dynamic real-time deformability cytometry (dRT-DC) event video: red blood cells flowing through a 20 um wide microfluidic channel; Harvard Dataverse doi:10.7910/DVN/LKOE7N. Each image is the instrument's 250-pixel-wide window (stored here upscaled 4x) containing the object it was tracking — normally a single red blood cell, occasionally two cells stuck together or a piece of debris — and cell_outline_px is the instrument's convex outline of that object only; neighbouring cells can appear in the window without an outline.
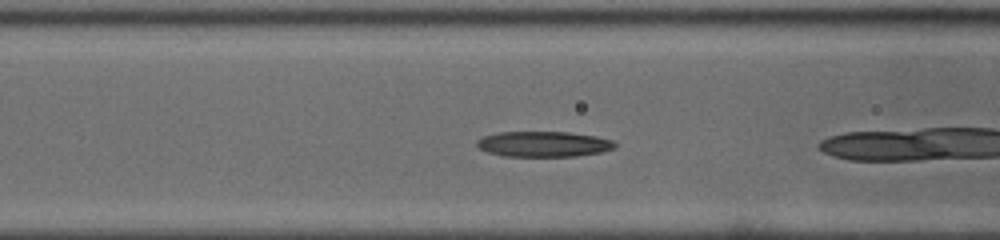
{"species": "common noctule bat (a hibernating species)", "species_latin": "Nyctalus noctula", "temperature_condition": "cold", "stored_images_in_passage": 37, "camera_frame_rate_fps": 3000, "um_per_image_px": 0.085, "animal": {"sex": "male", "body_mass_g": 19.0, "forearm_length_mm": 50.8}, "frame": {"image": 1, "passage_image": 5, "time_ms": 1.333, "image_size_px": [1000, 240], "cell_outline_px": [[616, 148], [600, 152], [576, 156], [504, 156], [488, 152], [480, 148], [476, 144], [476, 140], [484, 136], [496, 132], [568, 132], [596, 136], [612, 140], [616, 144]], "centroid_in_image_um": [46.2, 12.24], "position_along_channel_um": 120.4, "area_um2": 20.46}}
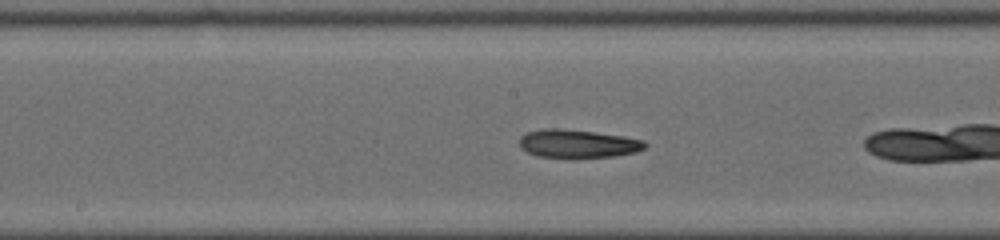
{"frame": {"image": 2, "passage_image": 11, "time_ms": 3.333, "image_size_px": [1000, 240], "cell_outline_px": [[648, 144], [644, 148], [636, 152], [612, 156], [576, 160], [572, 160], [536, 156], [520, 148], [520, 136], [524, 132], [544, 128], [560, 128], [596, 132], [644, 140]], "centroid_in_image_um": [49.06, 12.24], "position_along_channel_um": 199.1, "area_um2": 21.44}}
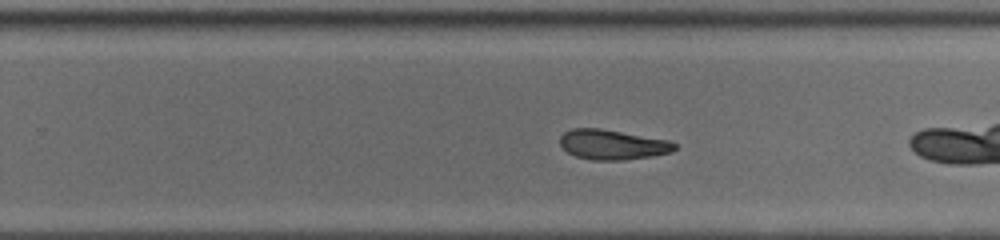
{"frame": {"image": 3, "passage_image": 17, "time_ms": 5.333, "image_size_px": [1000, 240], "cell_outline_px": [[676, 148], [672, 152], [652, 156], [624, 160], [592, 160], [576, 156], [568, 152], [560, 144], [560, 136], [564, 132], [572, 128], [600, 128], [668, 140], [676, 144]], "centroid_in_image_um": [52.05, 12.29], "position_along_channel_um": 277.7, "area_um2": 19.94}, "authors_computed_cell_mechanics": {"area_um2": 20.9236, "velocity_mm_per_s": 3.9418, "shape_relaxation_time_tau1_ms": 4.5784, "shape_relaxation_time_tau2_ms": 3.2473, "deformation_change_tau1": 0.1592, "deformation_change_tau2": 0.1191}}